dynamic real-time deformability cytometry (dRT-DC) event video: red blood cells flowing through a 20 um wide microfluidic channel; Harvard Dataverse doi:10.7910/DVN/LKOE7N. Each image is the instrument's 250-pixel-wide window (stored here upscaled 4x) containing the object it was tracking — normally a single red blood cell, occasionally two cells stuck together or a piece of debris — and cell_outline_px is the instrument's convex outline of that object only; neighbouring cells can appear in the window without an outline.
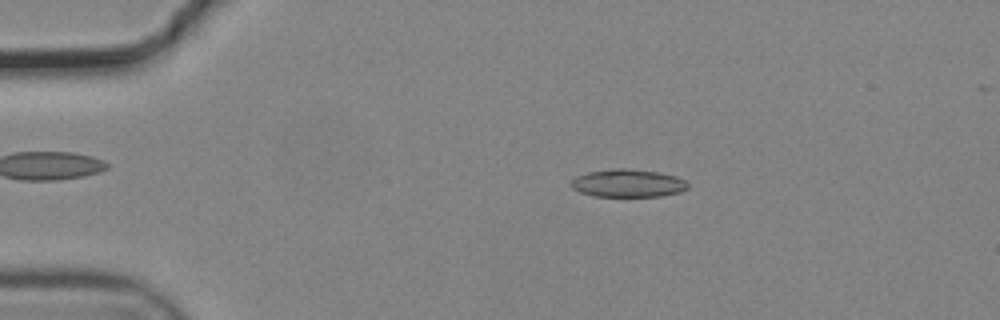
{"species": "common noctule bat (a hibernating species)", "species_latin": "Nyctalus noctula", "temperature_condition": "cold", "stored_images_in_passage": 47, "camera_frame_rate_fps": 3000, "um_per_image_px": 0.085, "animal": {"sex": "male", "body_mass_g": 19.2, "forearm_length_mm": 51.8}, "frame": {"image": 1, "passage_image": 3, "time_ms": 0.667, "image_size_px": [1000, 320], "cell_outline_px": [[688, 188], [680, 192], [660, 196], [592, 196], [580, 192], [572, 188], [568, 184], [576, 176], [588, 172], [616, 168], [624, 168], [656, 172], [676, 176], [684, 180], [688, 184]], "centroid_in_image_um": [53.34, 15.58], "position_along_channel_um": 31.7, "area_um2": 18.9}}
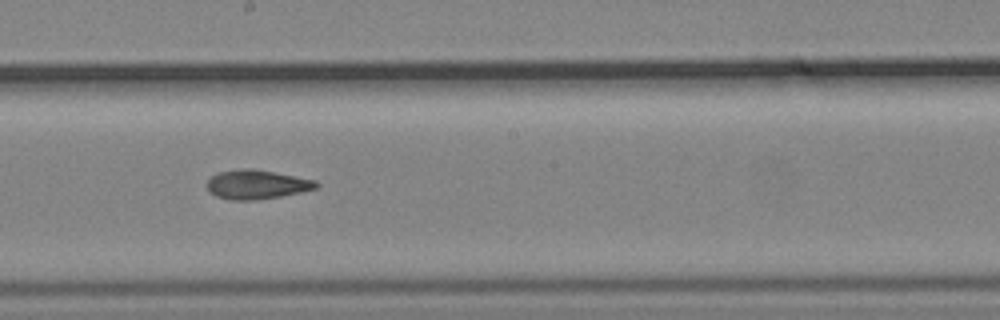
{"frame": {"image": 2, "passage_image": 23, "time_ms": 7.333, "image_size_px": [1000, 320], "cell_outline_px": [[320, 184], [316, 188], [300, 192], [280, 196], [256, 200], [228, 200], [216, 196], [208, 188], [208, 180], [212, 176], [220, 172], [244, 168], [256, 168], [316, 180]], "centroid_in_image_um": [21.85, 15.67], "position_along_channel_um": 226.3, "area_um2": 18.5}}
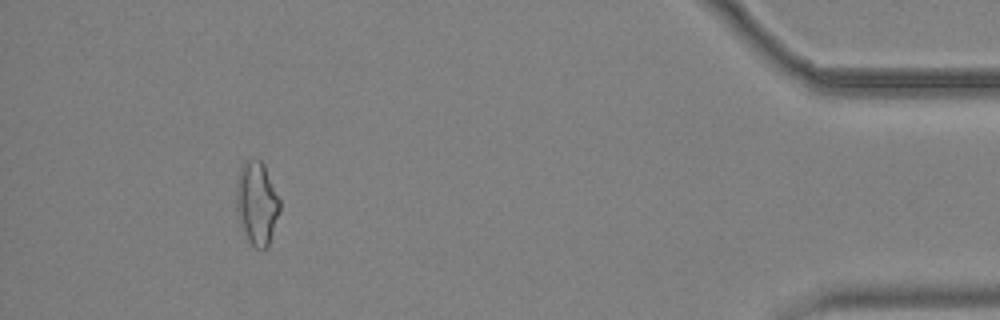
{"frame": {"image": 3, "passage_image": 43, "time_ms": 14.0, "image_size_px": [1000, 320], "cell_outline_px": [[280, 212], [268, 248], [256, 248], [248, 240], [240, 224], [236, 212], [236, 184], [240, 164], [244, 160], [260, 160], [264, 164], [280, 200]], "centroid_in_image_um": [21.82, 17.26], "position_along_channel_um": 413.4, "area_um2": 21.33}, "authors_computed_cell_mechanics": {"area_um2": 18.8428, "velocity_mm_per_s": 3.7335, "shape_relaxation_time_tau1_ms": null, "shape_relaxation_time_tau2_ms": 5.5388, "deformation_change_tau1": null, "deformation_change_tau2": 0.1353}}